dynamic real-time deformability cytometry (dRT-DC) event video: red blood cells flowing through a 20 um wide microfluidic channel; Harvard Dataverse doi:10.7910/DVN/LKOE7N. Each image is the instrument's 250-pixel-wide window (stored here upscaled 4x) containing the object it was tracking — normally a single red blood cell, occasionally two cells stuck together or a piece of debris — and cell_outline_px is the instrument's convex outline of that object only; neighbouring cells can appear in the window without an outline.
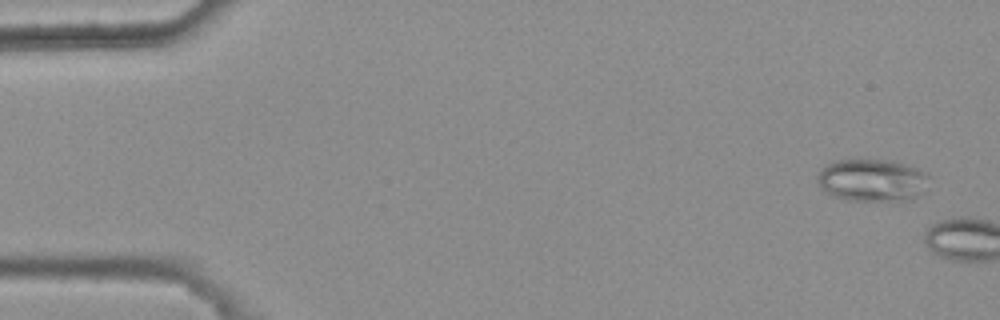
{"species": "common noctule bat (a hibernating species)", "species_latin": "Nyctalus noctula", "temperature_condition": "warm", "stored_images_in_passage": 2, "camera_frame_rate_fps": 3000, "um_per_image_px": 0.085, "animal": {"sex": "female", "body_mass_g": 25.1}, "frame": {"image": 1, "passage_image": 1, "time_ms": 0.0, "image_size_px": [1000, 320], "cell_outline_px": [[928, 176], [924, 192], [912, 200], [896, 204], [848, 200], [832, 196], [816, 180], [816, 176], [832, 160], [892, 160], [916, 168], [924, 172]], "centroid_in_image_um": [74.18, 15.38], "position_along_channel_um": 10.8, "area_um2": 28.26}}